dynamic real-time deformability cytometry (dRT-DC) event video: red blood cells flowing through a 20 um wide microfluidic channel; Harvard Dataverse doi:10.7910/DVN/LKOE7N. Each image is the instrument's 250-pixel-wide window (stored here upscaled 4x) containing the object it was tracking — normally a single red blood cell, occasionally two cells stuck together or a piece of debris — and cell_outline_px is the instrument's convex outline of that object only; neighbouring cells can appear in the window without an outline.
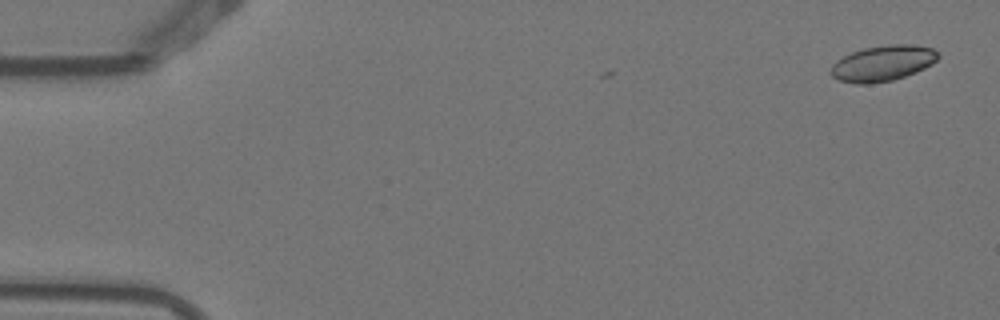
{"species": "Egyptian fruit bat (a non-hibernating species)", "species_latin": "Rousettus aegyptiacus", "temperature_condition": "warm", "stored_images_in_passage": 3, "camera_frame_rate_fps": 3000, "um_per_image_px": 0.085, "animal": {"sex": "female"}, "frame": {"image": 1, "passage_image": 1, "time_ms": 0.0, "image_size_px": [1000, 320], "cell_outline_px": [[940, 56], [932, 64], [916, 72], [892, 80], [868, 84], [856, 84], [840, 80], [832, 76], [828, 72], [832, 64], [836, 60], [852, 52], [864, 48], [888, 44], [912, 44], [932, 48]], "centroid_in_image_um": [75.01, 5.37], "position_along_channel_um": 10.0, "area_um2": 22.31}}